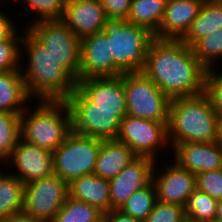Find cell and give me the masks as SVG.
Masks as SVG:
<instances>
[{
  "instance_id": "obj_12",
  "label": "cell",
  "mask_w": 222,
  "mask_h": 222,
  "mask_svg": "<svg viewBox=\"0 0 222 222\" xmlns=\"http://www.w3.org/2000/svg\"><path fill=\"white\" fill-rule=\"evenodd\" d=\"M5 163H7L5 164L7 165L6 171L16 176L24 184L54 174L52 152L28 143L21 138ZM9 165H11L10 168H7ZM11 167L13 171H10Z\"/></svg>"
},
{
  "instance_id": "obj_18",
  "label": "cell",
  "mask_w": 222,
  "mask_h": 222,
  "mask_svg": "<svg viewBox=\"0 0 222 222\" xmlns=\"http://www.w3.org/2000/svg\"><path fill=\"white\" fill-rule=\"evenodd\" d=\"M171 150V159L195 175L222 168V145L218 142L182 143Z\"/></svg>"
},
{
  "instance_id": "obj_43",
  "label": "cell",
  "mask_w": 222,
  "mask_h": 222,
  "mask_svg": "<svg viewBox=\"0 0 222 222\" xmlns=\"http://www.w3.org/2000/svg\"><path fill=\"white\" fill-rule=\"evenodd\" d=\"M96 222H108L107 221V217L105 215H103L102 217H100Z\"/></svg>"
},
{
  "instance_id": "obj_36",
  "label": "cell",
  "mask_w": 222,
  "mask_h": 222,
  "mask_svg": "<svg viewBox=\"0 0 222 222\" xmlns=\"http://www.w3.org/2000/svg\"><path fill=\"white\" fill-rule=\"evenodd\" d=\"M107 19L127 20L132 0H99Z\"/></svg>"
},
{
  "instance_id": "obj_35",
  "label": "cell",
  "mask_w": 222,
  "mask_h": 222,
  "mask_svg": "<svg viewBox=\"0 0 222 222\" xmlns=\"http://www.w3.org/2000/svg\"><path fill=\"white\" fill-rule=\"evenodd\" d=\"M196 187L216 200L222 199V168L198 173Z\"/></svg>"
},
{
  "instance_id": "obj_11",
  "label": "cell",
  "mask_w": 222,
  "mask_h": 222,
  "mask_svg": "<svg viewBox=\"0 0 222 222\" xmlns=\"http://www.w3.org/2000/svg\"><path fill=\"white\" fill-rule=\"evenodd\" d=\"M69 196V184L59 176L33 180L25 184L24 214L52 222Z\"/></svg>"
},
{
  "instance_id": "obj_41",
  "label": "cell",
  "mask_w": 222,
  "mask_h": 222,
  "mask_svg": "<svg viewBox=\"0 0 222 222\" xmlns=\"http://www.w3.org/2000/svg\"><path fill=\"white\" fill-rule=\"evenodd\" d=\"M215 221L222 222V199L217 200Z\"/></svg>"
},
{
  "instance_id": "obj_16",
  "label": "cell",
  "mask_w": 222,
  "mask_h": 222,
  "mask_svg": "<svg viewBox=\"0 0 222 222\" xmlns=\"http://www.w3.org/2000/svg\"><path fill=\"white\" fill-rule=\"evenodd\" d=\"M155 160L136 157L118 175L109 180L111 210L120 209L137 190L152 181Z\"/></svg>"
},
{
  "instance_id": "obj_30",
  "label": "cell",
  "mask_w": 222,
  "mask_h": 222,
  "mask_svg": "<svg viewBox=\"0 0 222 222\" xmlns=\"http://www.w3.org/2000/svg\"><path fill=\"white\" fill-rule=\"evenodd\" d=\"M21 138L20 115L0 110V159L6 161Z\"/></svg>"
},
{
  "instance_id": "obj_19",
  "label": "cell",
  "mask_w": 222,
  "mask_h": 222,
  "mask_svg": "<svg viewBox=\"0 0 222 222\" xmlns=\"http://www.w3.org/2000/svg\"><path fill=\"white\" fill-rule=\"evenodd\" d=\"M204 0H167L155 38L181 40L197 17Z\"/></svg>"
},
{
  "instance_id": "obj_22",
  "label": "cell",
  "mask_w": 222,
  "mask_h": 222,
  "mask_svg": "<svg viewBox=\"0 0 222 222\" xmlns=\"http://www.w3.org/2000/svg\"><path fill=\"white\" fill-rule=\"evenodd\" d=\"M29 102L21 71L0 72V110L20 115Z\"/></svg>"
},
{
  "instance_id": "obj_10",
  "label": "cell",
  "mask_w": 222,
  "mask_h": 222,
  "mask_svg": "<svg viewBox=\"0 0 222 222\" xmlns=\"http://www.w3.org/2000/svg\"><path fill=\"white\" fill-rule=\"evenodd\" d=\"M167 125L127 114L121 120L116 140L126 144L137 157L157 161L162 149L170 150Z\"/></svg>"
},
{
  "instance_id": "obj_37",
  "label": "cell",
  "mask_w": 222,
  "mask_h": 222,
  "mask_svg": "<svg viewBox=\"0 0 222 222\" xmlns=\"http://www.w3.org/2000/svg\"><path fill=\"white\" fill-rule=\"evenodd\" d=\"M9 15V16H8ZM12 19V20H11ZM16 23L10 14L0 10V41L9 39L17 30Z\"/></svg>"
},
{
  "instance_id": "obj_21",
  "label": "cell",
  "mask_w": 222,
  "mask_h": 222,
  "mask_svg": "<svg viewBox=\"0 0 222 222\" xmlns=\"http://www.w3.org/2000/svg\"><path fill=\"white\" fill-rule=\"evenodd\" d=\"M137 156L116 139L102 140L94 174L110 180L118 175Z\"/></svg>"
},
{
  "instance_id": "obj_9",
  "label": "cell",
  "mask_w": 222,
  "mask_h": 222,
  "mask_svg": "<svg viewBox=\"0 0 222 222\" xmlns=\"http://www.w3.org/2000/svg\"><path fill=\"white\" fill-rule=\"evenodd\" d=\"M67 101L75 109L117 110V116L122 120L127 115L123 74L79 79Z\"/></svg>"
},
{
  "instance_id": "obj_2",
  "label": "cell",
  "mask_w": 222,
  "mask_h": 222,
  "mask_svg": "<svg viewBox=\"0 0 222 222\" xmlns=\"http://www.w3.org/2000/svg\"><path fill=\"white\" fill-rule=\"evenodd\" d=\"M23 30L20 71L29 97L36 101L67 100L76 89L77 81L55 62L40 42Z\"/></svg>"
},
{
  "instance_id": "obj_6",
  "label": "cell",
  "mask_w": 222,
  "mask_h": 222,
  "mask_svg": "<svg viewBox=\"0 0 222 222\" xmlns=\"http://www.w3.org/2000/svg\"><path fill=\"white\" fill-rule=\"evenodd\" d=\"M25 29L49 51L55 62L76 81L81 65V40L61 20L40 21Z\"/></svg>"
},
{
  "instance_id": "obj_27",
  "label": "cell",
  "mask_w": 222,
  "mask_h": 222,
  "mask_svg": "<svg viewBox=\"0 0 222 222\" xmlns=\"http://www.w3.org/2000/svg\"><path fill=\"white\" fill-rule=\"evenodd\" d=\"M193 52L207 69H214L222 62V28L199 39L193 46Z\"/></svg>"
},
{
  "instance_id": "obj_1",
  "label": "cell",
  "mask_w": 222,
  "mask_h": 222,
  "mask_svg": "<svg viewBox=\"0 0 222 222\" xmlns=\"http://www.w3.org/2000/svg\"><path fill=\"white\" fill-rule=\"evenodd\" d=\"M141 71L170 100L204 93L207 69L181 40L154 38Z\"/></svg>"
},
{
  "instance_id": "obj_33",
  "label": "cell",
  "mask_w": 222,
  "mask_h": 222,
  "mask_svg": "<svg viewBox=\"0 0 222 222\" xmlns=\"http://www.w3.org/2000/svg\"><path fill=\"white\" fill-rule=\"evenodd\" d=\"M144 222H186L184 207L156 200Z\"/></svg>"
},
{
  "instance_id": "obj_17",
  "label": "cell",
  "mask_w": 222,
  "mask_h": 222,
  "mask_svg": "<svg viewBox=\"0 0 222 222\" xmlns=\"http://www.w3.org/2000/svg\"><path fill=\"white\" fill-rule=\"evenodd\" d=\"M107 16L99 0L65 1L61 21L81 40L104 30Z\"/></svg>"
},
{
  "instance_id": "obj_26",
  "label": "cell",
  "mask_w": 222,
  "mask_h": 222,
  "mask_svg": "<svg viewBox=\"0 0 222 222\" xmlns=\"http://www.w3.org/2000/svg\"><path fill=\"white\" fill-rule=\"evenodd\" d=\"M217 200L197 188L184 206L186 222H212L216 219Z\"/></svg>"
},
{
  "instance_id": "obj_32",
  "label": "cell",
  "mask_w": 222,
  "mask_h": 222,
  "mask_svg": "<svg viewBox=\"0 0 222 222\" xmlns=\"http://www.w3.org/2000/svg\"><path fill=\"white\" fill-rule=\"evenodd\" d=\"M18 30L7 40L0 41V72L20 70L23 33Z\"/></svg>"
},
{
  "instance_id": "obj_23",
  "label": "cell",
  "mask_w": 222,
  "mask_h": 222,
  "mask_svg": "<svg viewBox=\"0 0 222 222\" xmlns=\"http://www.w3.org/2000/svg\"><path fill=\"white\" fill-rule=\"evenodd\" d=\"M220 28H222V4L204 0L197 17L181 41L192 47L199 39Z\"/></svg>"
},
{
  "instance_id": "obj_7",
  "label": "cell",
  "mask_w": 222,
  "mask_h": 222,
  "mask_svg": "<svg viewBox=\"0 0 222 222\" xmlns=\"http://www.w3.org/2000/svg\"><path fill=\"white\" fill-rule=\"evenodd\" d=\"M123 86L128 115L168 123L171 100L142 71L124 73Z\"/></svg>"
},
{
  "instance_id": "obj_28",
  "label": "cell",
  "mask_w": 222,
  "mask_h": 222,
  "mask_svg": "<svg viewBox=\"0 0 222 222\" xmlns=\"http://www.w3.org/2000/svg\"><path fill=\"white\" fill-rule=\"evenodd\" d=\"M156 200V188L153 181H151L147 186L134 192L119 210L144 222L152 211Z\"/></svg>"
},
{
  "instance_id": "obj_39",
  "label": "cell",
  "mask_w": 222,
  "mask_h": 222,
  "mask_svg": "<svg viewBox=\"0 0 222 222\" xmlns=\"http://www.w3.org/2000/svg\"><path fill=\"white\" fill-rule=\"evenodd\" d=\"M1 222H47V221L36 219L34 217H30L29 215L24 214L23 212H20L10 216L9 218Z\"/></svg>"
},
{
  "instance_id": "obj_13",
  "label": "cell",
  "mask_w": 222,
  "mask_h": 222,
  "mask_svg": "<svg viewBox=\"0 0 222 222\" xmlns=\"http://www.w3.org/2000/svg\"><path fill=\"white\" fill-rule=\"evenodd\" d=\"M159 161L161 159L155 162L152 174L157 200L184 207L188 197L197 188L196 175L174 160L159 170Z\"/></svg>"
},
{
  "instance_id": "obj_14",
  "label": "cell",
  "mask_w": 222,
  "mask_h": 222,
  "mask_svg": "<svg viewBox=\"0 0 222 222\" xmlns=\"http://www.w3.org/2000/svg\"><path fill=\"white\" fill-rule=\"evenodd\" d=\"M66 107L71 134L102 140L116 139L121 125L117 110L75 109L67 100Z\"/></svg>"
},
{
  "instance_id": "obj_31",
  "label": "cell",
  "mask_w": 222,
  "mask_h": 222,
  "mask_svg": "<svg viewBox=\"0 0 222 222\" xmlns=\"http://www.w3.org/2000/svg\"><path fill=\"white\" fill-rule=\"evenodd\" d=\"M22 10L37 17L27 25L40 21L61 20L65 8V0H20Z\"/></svg>"
},
{
  "instance_id": "obj_20",
  "label": "cell",
  "mask_w": 222,
  "mask_h": 222,
  "mask_svg": "<svg viewBox=\"0 0 222 222\" xmlns=\"http://www.w3.org/2000/svg\"><path fill=\"white\" fill-rule=\"evenodd\" d=\"M69 196L97 207L103 213L111 210L109 180L89 174L69 184Z\"/></svg>"
},
{
  "instance_id": "obj_44",
  "label": "cell",
  "mask_w": 222,
  "mask_h": 222,
  "mask_svg": "<svg viewBox=\"0 0 222 222\" xmlns=\"http://www.w3.org/2000/svg\"><path fill=\"white\" fill-rule=\"evenodd\" d=\"M207 1H210V2H213V3H221L222 4V0H207Z\"/></svg>"
},
{
  "instance_id": "obj_8",
  "label": "cell",
  "mask_w": 222,
  "mask_h": 222,
  "mask_svg": "<svg viewBox=\"0 0 222 222\" xmlns=\"http://www.w3.org/2000/svg\"><path fill=\"white\" fill-rule=\"evenodd\" d=\"M102 139L69 134L53 154V172L66 183L93 174Z\"/></svg>"
},
{
  "instance_id": "obj_34",
  "label": "cell",
  "mask_w": 222,
  "mask_h": 222,
  "mask_svg": "<svg viewBox=\"0 0 222 222\" xmlns=\"http://www.w3.org/2000/svg\"><path fill=\"white\" fill-rule=\"evenodd\" d=\"M219 70V71H218ZM221 71V72H220ZM204 94L217 115L222 114V69L214 68L206 72L204 80Z\"/></svg>"
},
{
  "instance_id": "obj_4",
  "label": "cell",
  "mask_w": 222,
  "mask_h": 222,
  "mask_svg": "<svg viewBox=\"0 0 222 222\" xmlns=\"http://www.w3.org/2000/svg\"><path fill=\"white\" fill-rule=\"evenodd\" d=\"M29 104L20 114L21 139L53 152L70 134L66 100H39L33 109Z\"/></svg>"
},
{
  "instance_id": "obj_40",
  "label": "cell",
  "mask_w": 222,
  "mask_h": 222,
  "mask_svg": "<svg viewBox=\"0 0 222 222\" xmlns=\"http://www.w3.org/2000/svg\"><path fill=\"white\" fill-rule=\"evenodd\" d=\"M217 142L222 145V114L217 118Z\"/></svg>"
},
{
  "instance_id": "obj_42",
  "label": "cell",
  "mask_w": 222,
  "mask_h": 222,
  "mask_svg": "<svg viewBox=\"0 0 222 222\" xmlns=\"http://www.w3.org/2000/svg\"><path fill=\"white\" fill-rule=\"evenodd\" d=\"M0 162H1V163H0V175H1L2 172H3V170H6V169H5V168H6V167H5V166H6V165H5L6 163H5V161H3V160H1V159H0ZM2 163H4V166H3V167H2V165H3ZM2 168H3V169H2Z\"/></svg>"
},
{
  "instance_id": "obj_3",
  "label": "cell",
  "mask_w": 222,
  "mask_h": 222,
  "mask_svg": "<svg viewBox=\"0 0 222 222\" xmlns=\"http://www.w3.org/2000/svg\"><path fill=\"white\" fill-rule=\"evenodd\" d=\"M216 111L202 93L171 99L167 125L169 145L192 142H217Z\"/></svg>"
},
{
  "instance_id": "obj_25",
  "label": "cell",
  "mask_w": 222,
  "mask_h": 222,
  "mask_svg": "<svg viewBox=\"0 0 222 222\" xmlns=\"http://www.w3.org/2000/svg\"><path fill=\"white\" fill-rule=\"evenodd\" d=\"M167 0H132L127 21L155 34L162 22Z\"/></svg>"
},
{
  "instance_id": "obj_5",
  "label": "cell",
  "mask_w": 222,
  "mask_h": 222,
  "mask_svg": "<svg viewBox=\"0 0 222 222\" xmlns=\"http://www.w3.org/2000/svg\"><path fill=\"white\" fill-rule=\"evenodd\" d=\"M110 41V59L116 76L137 73L146 65V55L154 34L125 19H107L103 30Z\"/></svg>"
},
{
  "instance_id": "obj_38",
  "label": "cell",
  "mask_w": 222,
  "mask_h": 222,
  "mask_svg": "<svg viewBox=\"0 0 222 222\" xmlns=\"http://www.w3.org/2000/svg\"><path fill=\"white\" fill-rule=\"evenodd\" d=\"M104 215L107 217L108 222H142L130 215L123 213L119 209H112L109 212L104 213Z\"/></svg>"
},
{
  "instance_id": "obj_24",
  "label": "cell",
  "mask_w": 222,
  "mask_h": 222,
  "mask_svg": "<svg viewBox=\"0 0 222 222\" xmlns=\"http://www.w3.org/2000/svg\"><path fill=\"white\" fill-rule=\"evenodd\" d=\"M25 184L5 170L0 175V222L20 213L23 208Z\"/></svg>"
},
{
  "instance_id": "obj_15",
  "label": "cell",
  "mask_w": 222,
  "mask_h": 222,
  "mask_svg": "<svg viewBox=\"0 0 222 222\" xmlns=\"http://www.w3.org/2000/svg\"><path fill=\"white\" fill-rule=\"evenodd\" d=\"M80 53L79 79L116 76V64L110 59V41L104 31L81 39Z\"/></svg>"
},
{
  "instance_id": "obj_29",
  "label": "cell",
  "mask_w": 222,
  "mask_h": 222,
  "mask_svg": "<svg viewBox=\"0 0 222 222\" xmlns=\"http://www.w3.org/2000/svg\"><path fill=\"white\" fill-rule=\"evenodd\" d=\"M103 215L97 207L68 196L52 222H96Z\"/></svg>"
}]
</instances>
